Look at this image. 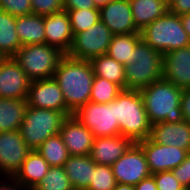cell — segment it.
I'll list each match as a JSON object with an SVG mask.
<instances>
[{"label":"cell","mask_w":190,"mask_h":190,"mask_svg":"<svg viewBox=\"0 0 190 190\" xmlns=\"http://www.w3.org/2000/svg\"><path fill=\"white\" fill-rule=\"evenodd\" d=\"M143 149L151 174L171 171L189 155L187 150L151 141L149 138L137 142Z\"/></svg>","instance_id":"cell-13"},{"label":"cell","mask_w":190,"mask_h":190,"mask_svg":"<svg viewBox=\"0 0 190 190\" xmlns=\"http://www.w3.org/2000/svg\"><path fill=\"white\" fill-rule=\"evenodd\" d=\"M163 55L142 39L136 44L131 64L125 66L126 89L140 90L162 79Z\"/></svg>","instance_id":"cell-4"},{"label":"cell","mask_w":190,"mask_h":190,"mask_svg":"<svg viewBox=\"0 0 190 190\" xmlns=\"http://www.w3.org/2000/svg\"><path fill=\"white\" fill-rule=\"evenodd\" d=\"M168 12L179 16L190 13V0H168Z\"/></svg>","instance_id":"cell-38"},{"label":"cell","mask_w":190,"mask_h":190,"mask_svg":"<svg viewBox=\"0 0 190 190\" xmlns=\"http://www.w3.org/2000/svg\"><path fill=\"white\" fill-rule=\"evenodd\" d=\"M123 89L114 82L95 76L92 84L90 101L94 103H109L115 100Z\"/></svg>","instance_id":"cell-31"},{"label":"cell","mask_w":190,"mask_h":190,"mask_svg":"<svg viewBox=\"0 0 190 190\" xmlns=\"http://www.w3.org/2000/svg\"><path fill=\"white\" fill-rule=\"evenodd\" d=\"M142 40L162 55L190 45L179 15L167 12L140 31Z\"/></svg>","instance_id":"cell-5"},{"label":"cell","mask_w":190,"mask_h":190,"mask_svg":"<svg viewBox=\"0 0 190 190\" xmlns=\"http://www.w3.org/2000/svg\"><path fill=\"white\" fill-rule=\"evenodd\" d=\"M50 167L64 166L69 158V152L59 134L44 141L37 149Z\"/></svg>","instance_id":"cell-29"},{"label":"cell","mask_w":190,"mask_h":190,"mask_svg":"<svg viewBox=\"0 0 190 190\" xmlns=\"http://www.w3.org/2000/svg\"><path fill=\"white\" fill-rule=\"evenodd\" d=\"M134 24L141 31L168 12V0H129Z\"/></svg>","instance_id":"cell-23"},{"label":"cell","mask_w":190,"mask_h":190,"mask_svg":"<svg viewBox=\"0 0 190 190\" xmlns=\"http://www.w3.org/2000/svg\"><path fill=\"white\" fill-rule=\"evenodd\" d=\"M21 47L16 31V17L0 10V51L6 57H13Z\"/></svg>","instance_id":"cell-27"},{"label":"cell","mask_w":190,"mask_h":190,"mask_svg":"<svg viewBox=\"0 0 190 190\" xmlns=\"http://www.w3.org/2000/svg\"><path fill=\"white\" fill-rule=\"evenodd\" d=\"M151 124L183 121L181 96L183 89L160 79L139 90Z\"/></svg>","instance_id":"cell-2"},{"label":"cell","mask_w":190,"mask_h":190,"mask_svg":"<svg viewBox=\"0 0 190 190\" xmlns=\"http://www.w3.org/2000/svg\"><path fill=\"white\" fill-rule=\"evenodd\" d=\"M113 190H135V187L133 185L116 183Z\"/></svg>","instance_id":"cell-44"},{"label":"cell","mask_w":190,"mask_h":190,"mask_svg":"<svg viewBox=\"0 0 190 190\" xmlns=\"http://www.w3.org/2000/svg\"><path fill=\"white\" fill-rule=\"evenodd\" d=\"M134 142L121 134L111 137H95L91 149V159L100 165L114 164Z\"/></svg>","instance_id":"cell-20"},{"label":"cell","mask_w":190,"mask_h":190,"mask_svg":"<svg viewBox=\"0 0 190 190\" xmlns=\"http://www.w3.org/2000/svg\"><path fill=\"white\" fill-rule=\"evenodd\" d=\"M141 39V33L113 35L107 55L124 66L131 64L134 49Z\"/></svg>","instance_id":"cell-28"},{"label":"cell","mask_w":190,"mask_h":190,"mask_svg":"<svg viewBox=\"0 0 190 190\" xmlns=\"http://www.w3.org/2000/svg\"><path fill=\"white\" fill-rule=\"evenodd\" d=\"M116 183L135 186L143 179L151 176L145 153L138 143L129 149L111 165Z\"/></svg>","instance_id":"cell-10"},{"label":"cell","mask_w":190,"mask_h":190,"mask_svg":"<svg viewBox=\"0 0 190 190\" xmlns=\"http://www.w3.org/2000/svg\"><path fill=\"white\" fill-rule=\"evenodd\" d=\"M64 54L57 48L43 44L22 46L13 56L31 81L53 78Z\"/></svg>","instance_id":"cell-7"},{"label":"cell","mask_w":190,"mask_h":190,"mask_svg":"<svg viewBox=\"0 0 190 190\" xmlns=\"http://www.w3.org/2000/svg\"><path fill=\"white\" fill-rule=\"evenodd\" d=\"M112 37L111 30L99 20L87 30L74 34L67 56L90 61L94 57L105 55Z\"/></svg>","instance_id":"cell-9"},{"label":"cell","mask_w":190,"mask_h":190,"mask_svg":"<svg viewBox=\"0 0 190 190\" xmlns=\"http://www.w3.org/2000/svg\"><path fill=\"white\" fill-rule=\"evenodd\" d=\"M30 83L14 57L0 63V98L27 99Z\"/></svg>","instance_id":"cell-14"},{"label":"cell","mask_w":190,"mask_h":190,"mask_svg":"<svg viewBox=\"0 0 190 190\" xmlns=\"http://www.w3.org/2000/svg\"><path fill=\"white\" fill-rule=\"evenodd\" d=\"M67 116L51 109L27 107L20 133L31 150H36L48 138L59 134Z\"/></svg>","instance_id":"cell-6"},{"label":"cell","mask_w":190,"mask_h":190,"mask_svg":"<svg viewBox=\"0 0 190 190\" xmlns=\"http://www.w3.org/2000/svg\"><path fill=\"white\" fill-rule=\"evenodd\" d=\"M149 139L158 144L175 146L190 153V123L157 122L151 124Z\"/></svg>","instance_id":"cell-19"},{"label":"cell","mask_w":190,"mask_h":190,"mask_svg":"<svg viewBox=\"0 0 190 190\" xmlns=\"http://www.w3.org/2000/svg\"><path fill=\"white\" fill-rule=\"evenodd\" d=\"M6 58H7L6 55H4V54L0 51V63H2Z\"/></svg>","instance_id":"cell-46"},{"label":"cell","mask_w":190,"mask_h":190,"mask_svg":"<svg viewBox=\"0 0 190 190\" xmlns=\"http://www.w3.org/2000/svg\"><path fill=\"white\" fill-rule=\"evenodd\" d=\"M32 190H75L63 166L49 167L42 181Z\"/></svg>","instance_id":"cell-30"},{"label":"cell","mask_w":190,"mask_h":190,"mask_svg":"<svg viewBox=\"0 0 190 190\" xmlns=\"http://www.w3.org/2000/svg\"><path fill=\"white\" fill-rule=\"evenodd\" d=\"M32 13L41 16L51 15L64 10L63 0H31Z\"/></svg>","instance_id":"cell-35"},{"label":"cell","mask_w":190,"mask_h":190,"mask_svg":"<svg viewBox=\"0 0 190 190\" xmlns=\"http://www.w3.org/2000/svg\"><path fill=\"white\" fill-rule=\"evenodd\" d=\"M30 151L19 130L0 132V177H14Z\"/></svg>","instance_id":"cell-11"},{"label":"cell","mask_w":190,"mask_h":190,"mask_svg":"<svg viewBox=\"0 0 190 190\" xmlns=\"http://www.w3.org/2000/svg\"><path fill=\"white\" fill-rule=\"evenodd\" d=\"M94 72L89 60L74 59L64 55L53 78L62 90L66 107L74 113L90 101Z\"/></svg>","instance_id":"cell-1"},{"label":"cell","mask_w":190,"mask_h":190,"mask_svg":"<svg viewBox=\"0 0 190 190\" xmlns=\"http://www.w3.org/2000/svg\"><path fill=\"white\" fill-rule=\"evenodd\" d=\"M182 24H183V28L186 31V33L188 34V37L190 39V13L187 14H183L180 16Z\"/></svg>","instance_id":"cell-43"},{"label":"cell","mask_w":190,"mask_h":190,"mask_svg":"<svg viewBox=\"0 0 190 190\" xmlns=\"http://www.w3.org/2000/svg\"><path fill=\"white\" fill-rule=\"evenodd\" d=\"M171 171L184 188L190 189V153L179 166Z\"/></svg>","instance_id":"cell-37"},{"label":"cell","mask_w":190,"mask_h":190,"mask_svg":"<svg viewBox=\"0 0 190 190\" xmlns=\"http://www.w3.org/2000/svg\"><path fill=\"white\" fill-rule=\"evenodd\" d=\"M115 114L122 136L135 143L149 138L151 123L139 90L123 89L115 99Z\"/></svg>","instance_id":"cell-3"},{"label":"cell","mask_w":190,"mask_h":190,"mask_svg":"<svg viewBox=\"0 0 190 190\" xmlns=\"http://www.w3.org/2000/svg\"><path fill=\"white\" fill-rule=\"evenodd\" d=\"M134 187H135V190H158L155 179L152 175L143 179Z\"/></svg>","instance_id":"cell-42"},{"label":"cell","mask_w":190,"mask_h":190,"mask_svg":"<svg viewBox=\"0 0 190 190\" xmlns=\"http://www.w3.org/2000/svg\"><path fill=\"white\" fill-rule=\"evenodd\" d=\"M27 107L26 99L0 98V132L19 130Z\"/></svg>","instance_id":"cell-25"},{"label":"cell","mask_w":190,"mask_h":190,"mask_svg":"<svg viewBox=\"0 0 190 190\" xmlns=\"http://www.w3.org/2000/svg\"><path fill=\"white\" fill-rule=\"evenodd\" d=\"M100 20L113 35L140 33L134 24L129 0H115L99 8Z\"/></svg>","instance_id":"cell-15"},{"label":"cell","mask_w":190,"mask_h":190,"mask_svg":"<svg viewBox=\"0 0 190 190\" xmlns=\"http://www.w3.org/2000/svg\"><path fill=\"white\" fill-rule=\"evenodd\" d=\"M0 179H2L0 180V190H25L13 177H0Z\"/></svg>","instance_id":"cell-41"},{"label":"cell","mask_w":190,"mask_h":190,"mask_svg":"<svg viewBox=\"0 0 190 190\" xmlns=\"http://www.w3.org/2000/svg\"><path fill=\"white\" fill-rule=\"evenodd\" d=\"M94 4L96 5V7L100 8L108 3H110L111 1H115V0H93Z\"/></svg>","instance_id":"cell-45"},{"label":"cell","mask_w":190,"mask_h":190,"mask_svg":"<svg viewBox=\"0 0 190 190\" xmlns=\"http://www.w3.org/2000/svg\"><path fill=\"white\" fill-rule=\"evenodd\" d=\"M64 10L98 8L93 0H63Z\"/></svg>","instance_id":"cell-39"},{"label":"cell","mask_w":190,"mask_h":190,"mask_svg":"<svg viewBox=\"0 0 190 190\" xmlns=\"http://www.w3.org/2000/svg\"><path fill=\"white\" fill-rule=\"evenodd\" d=\"M26 101L29 107L63 112L67 117L73 114L66 107L62 90L54 78L31 81Z\"/></svg>","instance_id":"cell-12"},{"label":"cell","mask_w":190,"mask_h":190,"mask_svg":"<svg viewBox=\"0 0 190 190\" xmlns=\"http://www.w3.org/2000/svg\"><path fill=\"white\" fill-rule=\"evenodd\" d=\"M44 27L45 43L67 55L74 36L67 11L44 16Z\"/></svg>","instance_id":"cell-17"},{"label":"cell","mask_w":190,"mask_h":190,"mask_svg":"<svg viewBox=\"0 0 190 190\" xmlns=\"http://www.w3.org/2000/svg\"><path fill=\"white\" fill-rule=\"evenodd\" d=\"M95 76L114 82L122 89H126L125 66L107 54L94 57L90 60Z\"/></svg>","instance_id":"cell-26"},{"label":"cell","mask_w":190,"mask_h":190,"mask_svg":"<svg viewBox=\"0 0 190 190\" xmlns=\"http://www.w3.org/2000/svg\"><path fill=\"white\" fill-rule=\"evenodd\" d=\"M16 31L22 46L45 43L44 16L31 14L16 17Z\"/></svg>","instance_id":"cell-24"},{"label":"cell","mask_w":190,"mask_h":190,"mask_svg":"<svg viewBox=\"0 0 190 190\" xmlns=\"http://www.w3.org/2000/svg\"><path fill=\"white\" fill-rule=\"evenodd\" d=\"M94 137H111L120 134L116 121L115 100L109 103L89 101L72 114Z\"/></svg>","instance_id":"cell-8"},{"label":"cell","mask_w":190,"mask_h":190,"mask_svg":"<svg viewBox=\"0 0 190 190\" xmlns=\"http://www.w3.org/2000/svg\"><path fill=\"white\" fill-rule=\"evenodd\" d=\"M65 11L69 15L73 35L87 30L100 20L99 8Z\"/></svg>","instance_id":"cell-32"},{"label":"cell","mask_w":190,"mask_h":190,"mask_svg":"<svg viewBox=\"0 0 190 190\" xmlns=\"http://www.w3.org/2000/svg\"><path fill=\"white\" fill-rule=\"evenodd\" d=\"M183 119L190 123V89H184L181 96Z\"/></svg>","instance_id":"cell-40"},{"label":"cell","mask_w":190,"mask_h":190,"mask_svg":"<svg viewBox=\"0 0 190 190\" xmlns=\"http://www.w3.org/2000/svg\"><path fill=\"white\" fill-rule=\"evenodd\" d=\"M49 164L38 153L37 150H31L20 170L13 177L25 190H32L37 186L47 174Z\"/></svg>","instance_id":"cell-21"},{"label":"cell","mask_w":190,"mask_h":190,"mask_svg":"<svg viewBox=\"0 0 190 190\" xmlns=\"http://www.w3.org/2000/svg\"><path fill=\"white\" fill-rule=\"evenodd\" d=\"M162 79L181 89H190V45L163 55Z\"/></svg>","instance_id":"cell-16"},{"label":"cell","mask_w":190,"mask_h":190,"mask_svg":"<svg viewBox=\"0 0 190 190\" xmlns=\"http://www.w3.org/2000/svg\"><path fill=\"white\" fill-rule=\"evenodd\" d=\"M59 135L69 155H90L95 137L73 115L63 121Z\"/></svg>","instance_id":"cell-18"},{"label":"cell","mask_w":190,"mask_h":190,"mask_svg":"<svg viewBox=\"0 0 190 190\" xmlns=\"http://www.w3.org/2000/svg\"><path fill=\"white\" fill-rule=\"evenodd\" d=\"M0 10L15 17L33 14L31 0H0Z\"/></svg>","instance_id":"cell-34"},{"label":"cell","mask_w":190,"mask_h":190,"mask_svg":"<svg viewBox=\"0 0 190 190\" xmlns=\"http://www.w3.org/2000/svg\"><path fill=\"white\" fill-rule=\"evenodd\" d=\"M115 185L111 166L96 164L87 190H113Z\"/></svg>","instance_id":"cell-33"},{"label":"cell","mask_w":190,"mask_h":190,"mask_svg":"<svg viewBox=\"0 0 190 190\" xmlns=\"http://www.w3.org/2000/svg\"><path fill=\"white\" fill-rule=\"evenodd\" d=\"M95 166L90 155H70L63 167L75 190H87Z\"/></svg>","instance_id":"cell-22"},{"label":"cell","mask_w":190,"mask_h":190,"mask_svg":"<svg viewBox=\"0 0 190 190\" xmlns=\"http://www.w3.org/2000/svg\"><path fill=\"white\" fill-rule=\"evenodd\" d=\"M158 190H183L184 187L174 177L172 171H163L152 174Z\"/></svg>","instance_id":"cell-36"}]
</instances>
